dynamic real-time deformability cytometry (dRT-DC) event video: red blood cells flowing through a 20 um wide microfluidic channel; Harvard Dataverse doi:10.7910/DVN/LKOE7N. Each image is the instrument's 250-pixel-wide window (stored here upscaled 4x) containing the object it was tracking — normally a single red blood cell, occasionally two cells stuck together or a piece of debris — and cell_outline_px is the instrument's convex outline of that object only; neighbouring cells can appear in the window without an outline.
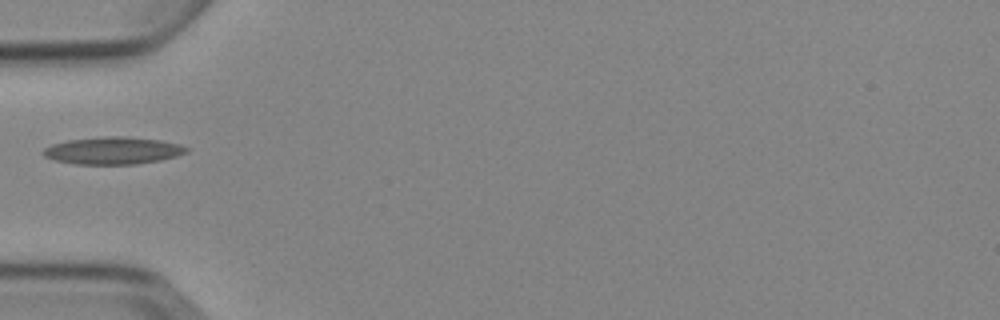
{"species": "Egyptian fruit bat (a non-hibernating species)", "species_latin": "Rousettus aegyptiacus", "temperature_condition": "cold", "stored_images_in_passage": 3, "camera_frame_rate_fps": 3000, "um_per_image_px": 0.085, "animal": {"sex": "female"}, "frame": {"image": 1, "passage_image": 2, "time_ms": 2.0, "image_size_px": [1000, 320], "cell_outline_px": [[188, 152], [176, 156], [160, 160], [136, 164], [72, 164], [52, 160], [44, 156], [40, 152], [44, 148], [52, 144], [68, 140], [104, 136], [124, 136], [160, 140], [180, 144], [188, 148]], "centroid_in_image_um": [9.56, 12.8], "position_along_channel_um": 75.4, "area_um2": 22.95}}
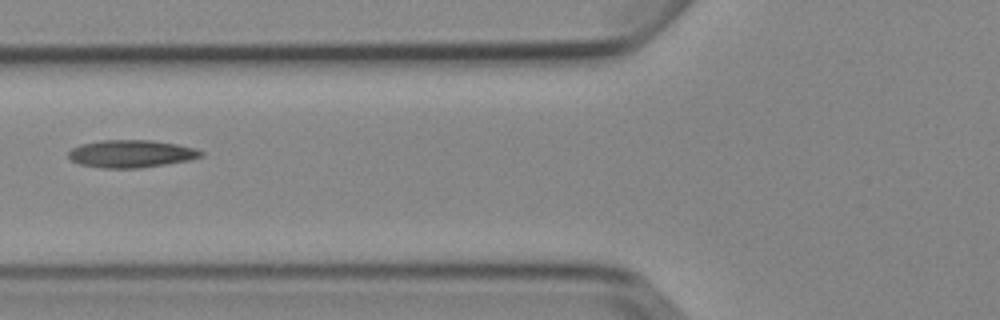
{"frame": {"image": 2, "passage_image": 3, "time_ms": 3.0, "image_size_px": [1000, 320], "cell_outline_px": [[204, 156], [188, 160], [140, 168], [100, 168], [80, 164], [72, 160], [68, 156], [68, 152], [72, 148], [80, 144], [100, 140], [152, 140], [176, 144], [196, 148], [204, 152]], "centroid_in_image_um": [11.15, 13.06], "position_along_channel_um": 114.7, "area_um2": 21.33}}